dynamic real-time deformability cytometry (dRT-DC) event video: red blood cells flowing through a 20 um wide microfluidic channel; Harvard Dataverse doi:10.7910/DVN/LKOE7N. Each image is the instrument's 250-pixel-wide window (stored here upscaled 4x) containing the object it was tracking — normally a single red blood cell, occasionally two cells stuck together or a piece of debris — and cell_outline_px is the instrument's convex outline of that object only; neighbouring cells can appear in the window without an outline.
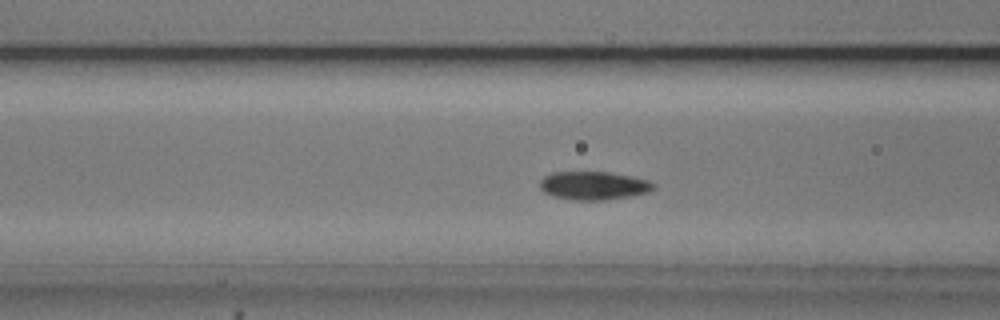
{"species": "common noctule bat (a hibernating species)", "species_latin": "Nyctalus noctula", "temperature_condition": "cold", "stored_images_in_passage": 37, "camera_frame_rate_fps": 3000, "um_per_image_px": 0.085, "animal": {"sex": "male", "body_mass_g": 20.5, "forearm_length_mm": 52.5}, "frame": {"image": 1, "passage_image": 4, "time_ms": 1.0, "image_size_px": [1000, 320], "cell_outline_px": [[656, 184], [648, 192], [628, 196], [604, 200], [572, 200], [552, 196], [544, 192], [540, 188], [540, 180], [544, 176], [552, 172], [608, 172], [632, 176], [648, 180]], "centroid_in_image_um": [50.42, 15.77], "position_along_channel_um": 116.2, "area_um2": 18.73}}
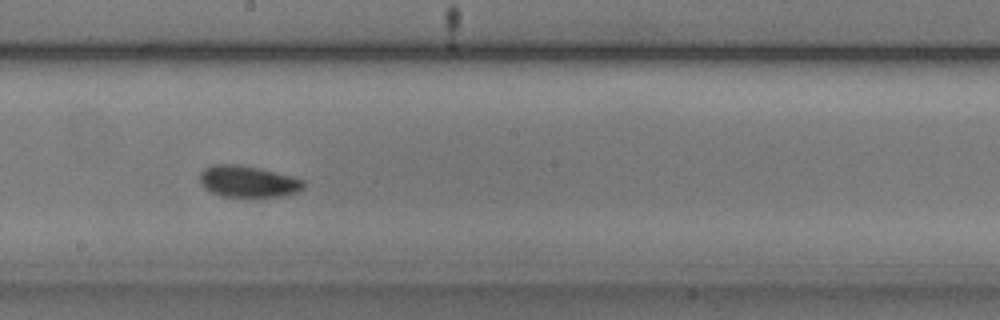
{"frame": {"image": 2, "passage_image": 13, "time_ms": 4.0, "image_size_px": [1000, 320], "cell_outline_px": [[304, 188], [296, 192], [284, 196], [220, 196], [204, 188], [200, 184], [200, 172], [204, 168], [212, 164], [236, 164], [256, 168], [292, 176], [304, 180]], "centroid_in_image_um": [21.05, 15.42], "position_along_channel_um": 227.2, "area_um2": 18.9}}
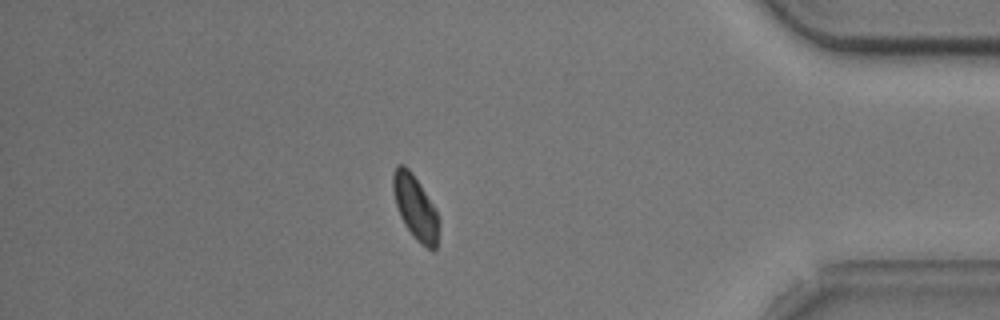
{"frame": {"image": 3, "passage_image": 30, "time_ms": 9.667, "image_size_px": [1000, 320], "cell_outline_px": [[440, 224], [436, 248], [428, 248], [420, 244], [412, 236], [404, 224], [400, 216], [396, 204], [392, 188], [392, 176], [396, 164], [404, 164], [412, 172], [436, 208], [440, 216]], "centroid_in_image_um": [35.32, 17.62], "position_along_channel_um": 399.9, "area_um2": 17.46}}